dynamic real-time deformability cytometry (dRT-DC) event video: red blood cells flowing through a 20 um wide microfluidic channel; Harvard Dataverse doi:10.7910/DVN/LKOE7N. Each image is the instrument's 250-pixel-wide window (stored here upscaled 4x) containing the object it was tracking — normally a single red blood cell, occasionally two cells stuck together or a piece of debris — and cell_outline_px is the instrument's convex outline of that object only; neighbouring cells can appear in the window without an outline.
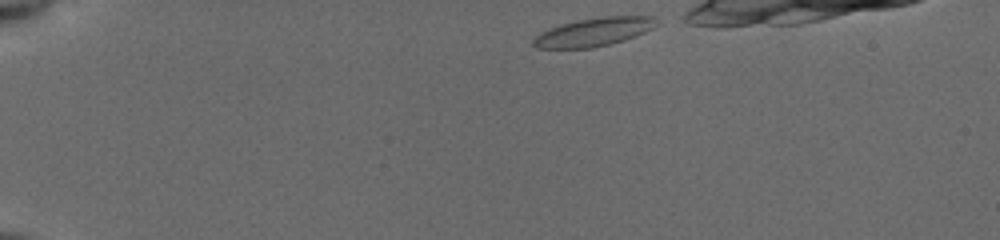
{"species": "common noctule bat (a hibernating species)", "species_latin": "Nyctalus noctula", "temperature_condition": "cold", "stored_images_in_passage": 38, "camera_frame_rate_fps": 3000, "um_per_image_px": 0.085, "animal": {"sex": "female", "body_mass_g": 19.5, "forearm_length_mm": 54.1}, "frame": {"image": 1, "passage_image": 1, "time_ms": 0.0, "image_size_px": [1000, 240], "cell_outline_px": [[660, 24], [636, 36], [624, 40], [592, 48], [536, 48], [532, 44], [532, 40], [540, 32], [548, 28], [560, 24], [576, 20], [600, 16], [656, 16]], "centroid_in_image_um": [50.48, 2.7], "position_along_channel_um": 34.5, "area_um2": 20.63}}
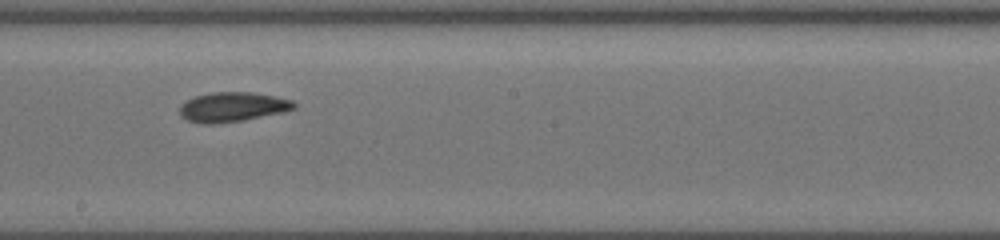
{"frame": {"image": 2, "passage_image": 22, "time_ms": 7.0, "image_size_px": [1000, 240], "cell_outline_px": [[296, 108], [284, 112], [244, 120], [212, 124], [204, 124], [188, 120], [180, 116], [180, 104], [184, 100], [196, 96], [212, 92], [252, 92], [276, 96], [292, 100], [296, 104]], "centroid_in_image_um": [19.76, 9.09], "position_along_channel_um": 228.4, "area_um2": 19.88}}
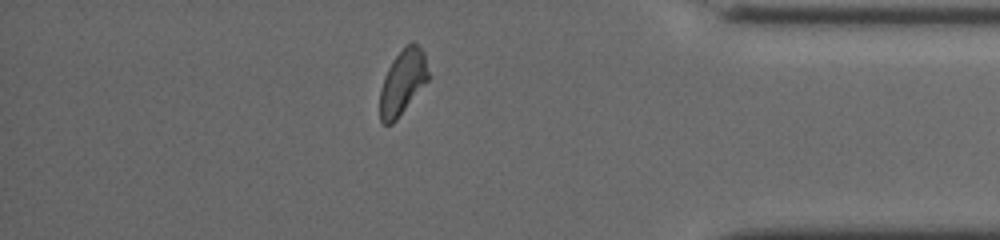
{"frame": {"image": 3, "passage_image": 37, "time_ms": 12.0, "image_size_px": [1000, 240], "cell_outline_px": [[428, 80], [396, 120], [392, 124], [384, 124], [380, 120], [380, 88], [384, 76], [392, 60], [412, 40], [424, 52], [428, 72]], "centroid_in_image_um": [34.2, 6.99], "position_along_channel_um": 401.0, "area_um2": 18.03}}